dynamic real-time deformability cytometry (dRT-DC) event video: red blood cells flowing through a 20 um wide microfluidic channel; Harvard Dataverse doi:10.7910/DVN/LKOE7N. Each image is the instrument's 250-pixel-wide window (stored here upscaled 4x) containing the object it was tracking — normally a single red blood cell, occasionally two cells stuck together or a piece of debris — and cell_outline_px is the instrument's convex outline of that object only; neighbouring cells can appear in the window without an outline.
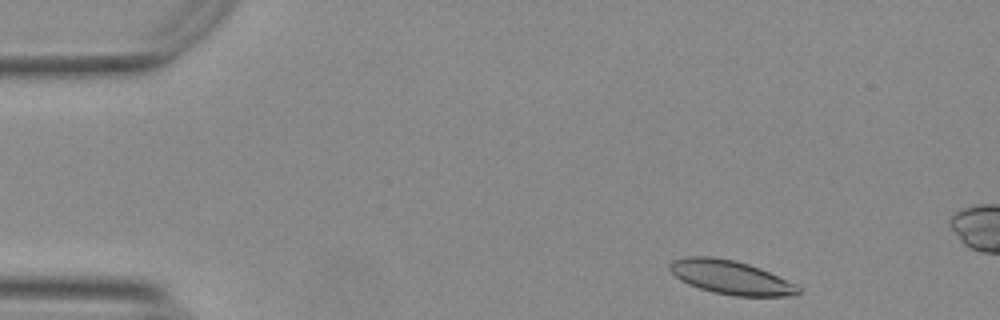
{"species": "Egyptian fruit bat (a non-hibernating species)", "species_latin": "Rousettus aegyptiacus", "temperature_condition": "warm", "stored_images_in_passage": 12, "camera_frame_rate_fps": 3000, "um_per_image_px": 0.085, "animal": {"sex": "female"}, "frame": {"image": 1, "passage_image": 3, "time_ms": 0.667, "image_size_px": [1000, 320], "cell_outline_px": [[800, 292], [796, 296], [736, 296], [712, 292], [688, 284], [680, 280], [668, 268], [668, 264], [672, 260], [688, 256], [712, 256], [736, 260], [760, 268], [796, 284], [800, 288]], "centroid_in_image_um": [62.1, 23.57], "position_along_channel_um": 22.9, "area_um2": 25.43}}